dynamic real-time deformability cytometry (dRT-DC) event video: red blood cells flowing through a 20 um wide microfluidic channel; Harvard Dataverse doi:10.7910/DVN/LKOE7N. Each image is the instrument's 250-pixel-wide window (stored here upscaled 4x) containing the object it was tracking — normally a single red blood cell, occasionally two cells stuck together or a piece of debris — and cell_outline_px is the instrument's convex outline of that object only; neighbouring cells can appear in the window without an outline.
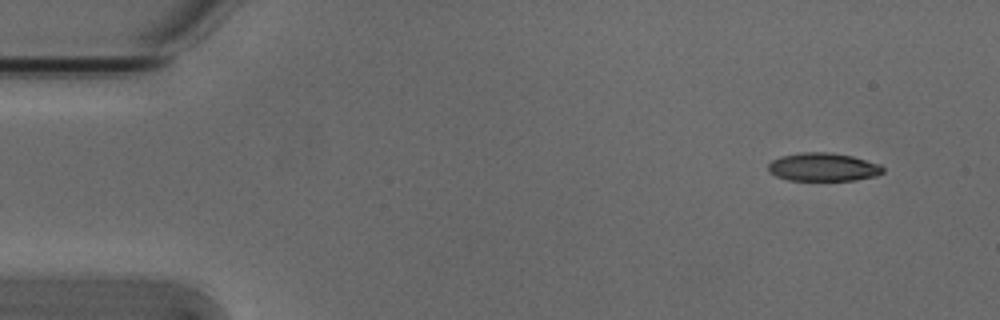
{"species": "Egyptian fruit bat (a non-hibernating species)", "species_latin": "Rousettus aegyptiacus", "temperature_condition": "cold", "stored_images_in_passage": 2, "camera_frame_rate_fps": 3000, "um_per_image_px": 0.085, "animal": {"sex": "male"}, "frame": {"image": 1, "passage_image": 2, "time_ms": 0.333, "image_size_px": [1000, 320], "cell_outline_px": [[884, 172], [876, 176], [856, 180], [788, 180], [776, 176], [768, 172], [768, 164], [772, 160], [780, 156], [800, 152], [832, 152], [852, 156], [880, 164], [884, 168]], "centroid_in_image_um": [69.96, 14.19], "position_along_channel_um": 15.0, "area_um2": 19.07}}